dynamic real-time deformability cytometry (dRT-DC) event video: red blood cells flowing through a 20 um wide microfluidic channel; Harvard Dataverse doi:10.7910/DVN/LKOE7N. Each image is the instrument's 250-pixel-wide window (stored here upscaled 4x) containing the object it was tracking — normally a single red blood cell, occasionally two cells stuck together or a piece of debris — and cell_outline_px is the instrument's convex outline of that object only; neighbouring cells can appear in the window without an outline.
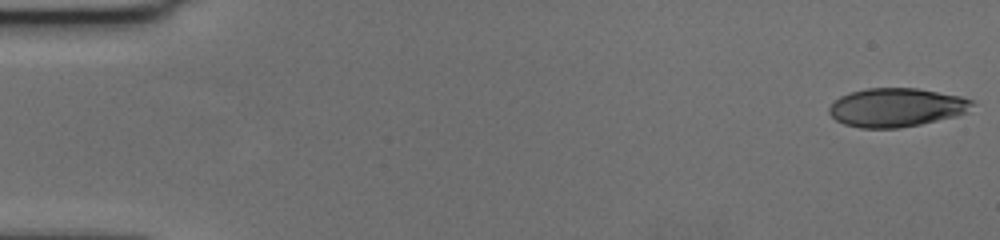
{"species": "human", "species_latin": "Homo sapiens", "temperature_condition": "cold", "stored_images_in_passage": 56, "camera_frame_rate_fps": 3000, "um_per_image_px": 0.085, "donor": {"sex": "female"}, "frame": {"image": 1, "passage_image": 1, "time_ms": 0.0, "image_size_px": [1000, 240], "cell_outline_px": [[976, 104], [968, 112], [956, 116], [920, 124], [900, 128], [860, 128], [844, 124], [836, 120], [828, 112], [828, 108], [840, 96], [848, 92], [868, 88], [916, 88], [960, 96], [976, 100]], "centroid_in_image_um": [76.22, 9.13], "position_along_channel_um": 8.8, "area_um2": 32.48}}
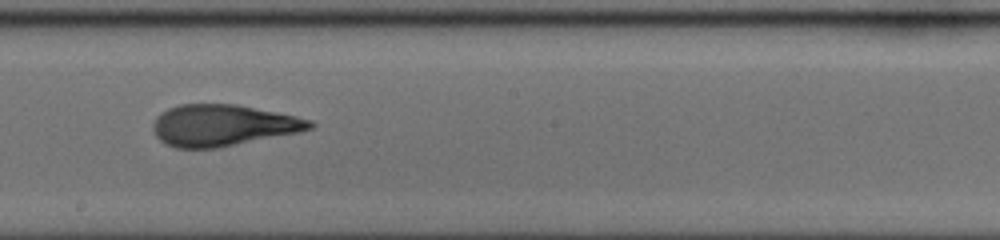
{"frame": {"image": 2, "passage_image": 32, "time_ms": 10.333, "image_size_px": [1000, 240], "cell_outline_px": [[316, 124], [312, 128], [300, 132], [220, 148], [176, 148], [164, 144], [156, 136], [152, 128], [152, 124], [156, 116], [160, 112], [168, 108], [180, 104], [236, 104], [296, 116], [312, 120]], "centroid_in_image_um": [18.93, 10.66], "position_along_channel_um": 229.3, "area_um2": 38.21}}
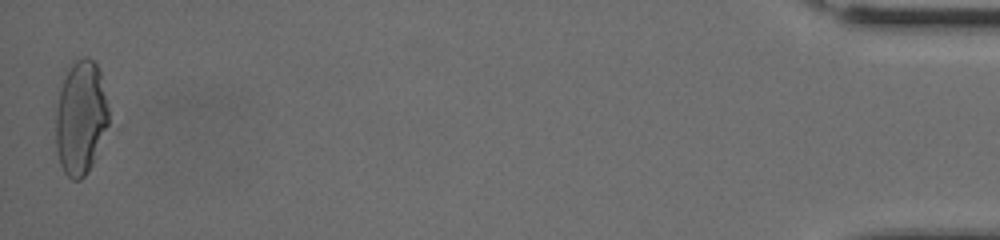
{"frame": {"image": 3, "passage_image": 56, "time_ms": 18.333, "image_size_px": [1000, 240], "cell_outline_px": [[120, 128], [88, 172], [80, 180], [72, 180], [64, 172], [60, 164], [56, 152], [56, 108], [60, 88], [72, 64], [76, 60], [84, 56], [88, 56], [96, 64], [100, 72]], "centroid_in_image_um": [7.08, 10.11], "position_along_channel_um": 428.1, "area_um2": 38.78}, "authors_computed_cell_mechanics": {"area_um2": 36.9342, "velocity_mm_per_s": 3.6443, "shape_relaxation_time_tau1_ms": 4.5443, "shape_relaxation_time_tau2_ms": 1.4806, "deformation_change_tau1": 0.2011, "deformation_change_tau2": 0.1056}}